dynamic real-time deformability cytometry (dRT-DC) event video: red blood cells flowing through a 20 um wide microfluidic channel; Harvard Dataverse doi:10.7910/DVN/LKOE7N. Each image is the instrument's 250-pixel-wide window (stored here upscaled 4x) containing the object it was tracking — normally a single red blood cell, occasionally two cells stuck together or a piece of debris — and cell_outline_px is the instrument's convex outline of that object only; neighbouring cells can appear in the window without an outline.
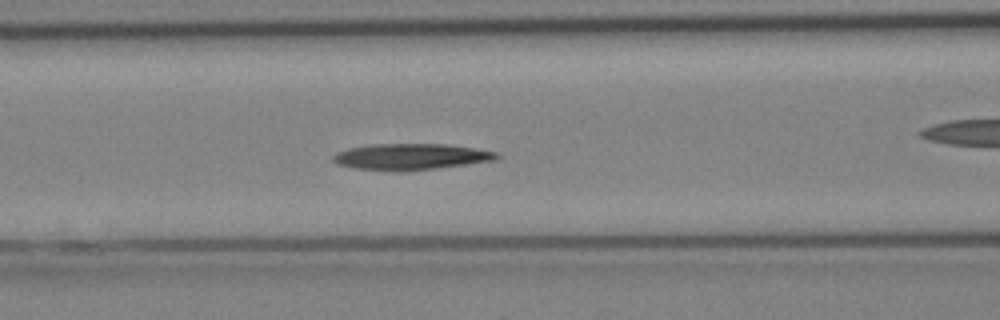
{"species": "Egyptian fruit bat (a non-hibernating species)", "species_latin": "Rousettus aegyptiacus", "temperature_condition": "cold", "stored_images_in_passage": 24, "camera_frame_rate_fps": 3000, "um_per_image_px": 0.085, "animal": {"sex": "female"}, "frame": {"image": 1, "passage_image": 4, "time_ms": 1.0, "image_size_px": [1000, 320], "cell_outline_px": [[500, 156], [496, 160], [436, 168], [404, 172], [392, 172], [352, 168], [336, 164], [332, 160], [332, 156], [336, 152], [348, 148], [372, 144], [448, 144], [496, 152]], "centroid_in_image_um": [34.84, 13.33], "position_along_channel_um": 131.8, "area_um2": 25.26}}
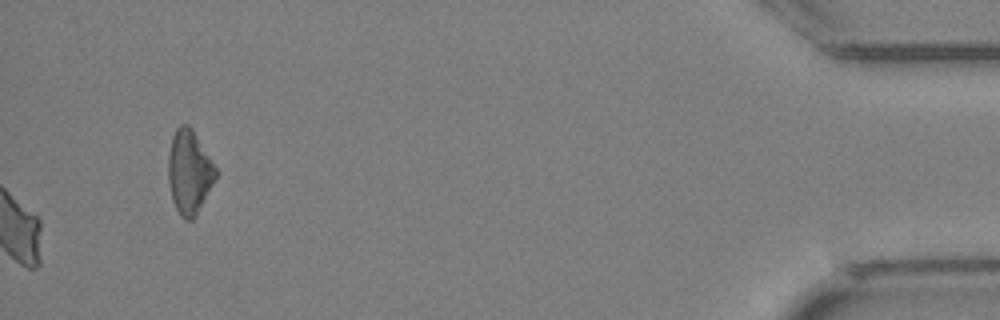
{"frame": {"image": 2, "passage_image": 24, "time_ms": 7.667, "image_size_px": [1000, 320], "cell_outline_px": [[216, 176], [196, 216], [192, 220], [184, 220], [180, 216], [172, 200], [168, 184], [168, 152], [172, 136], [176, 128], [180, 124], [188, 124], [192, 128], [216, 168]], "centroid_in_image_um": [16.05, 14.62], "position_along_channel_um": 419.2, "area_um2": 23.12}}